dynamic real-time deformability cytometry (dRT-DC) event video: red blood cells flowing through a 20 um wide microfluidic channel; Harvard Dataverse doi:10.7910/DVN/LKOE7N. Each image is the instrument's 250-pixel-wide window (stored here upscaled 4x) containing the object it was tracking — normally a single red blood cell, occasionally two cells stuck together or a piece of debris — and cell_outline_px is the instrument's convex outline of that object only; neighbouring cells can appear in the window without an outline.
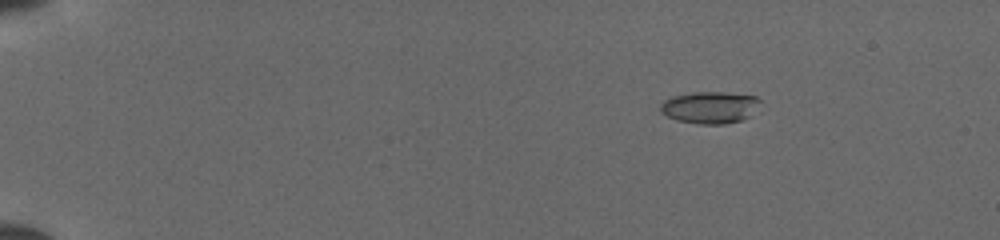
{"species": "common noctule bat (a hibernating species)", "species_latin": "Nyctalus noctula", "temperature_condition": "cold", "stored_images_in_passage": 44, "camera_frame_rate_fps": 3000, "um_per_image_px": 0.085, "animal": {"sex": "female", "body_mass_g": 19.5, "forearm_length_mm": 54.1}, "frame": {"image": 1, "passage_image": 1, "time_ms": 0.0, "image_size_px": [1000, 240], "cell_outline_px": [[760, 100], [748, 116], [740, 120], [724, 124], [700, 124], [676, 120], [660, 112], [660, 104], [664, 100], [672, 96], [692, 92], [724, 92], [756, 96]], "centroid_in_image_um": [60.27, 9.12], "position_along_channel_um": 24.7, "area_um2": 18.32}}
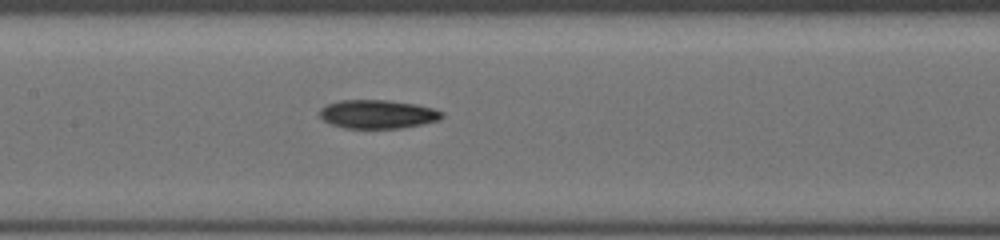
{"frame": {"image": 2, "passage_image": 20, "time_ms": 6.333, "image_size_px": [1000, 240], "cell_outline_px": [[444, 116], [440, 120], [400, 128], [344, 128], [332, 124], [324, 120], [320, 116], [320, 108], [328, 104], [340, 100], [388, 100], [416, 104], [432, 108], [444, 112]], "centroid_in_image_um": [32.12, 9.7], "position_along_channel_um": 175.3, "area_um2": 20.35}}
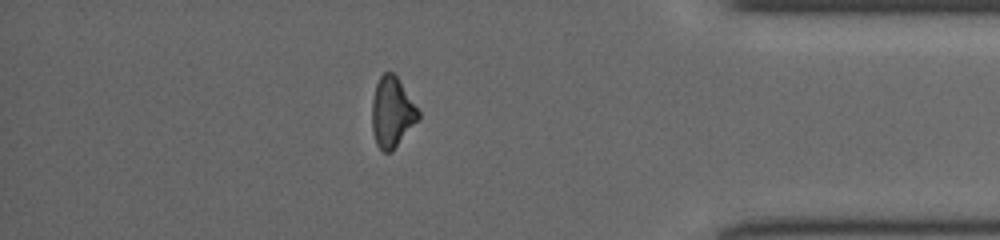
{"frame": {"image": 3, "passage_image": 38, "time_ms": 12.333, "image_size_px": [1000, 240], "cell_outline_px": [[420, 116], [392, 152], [384, 152], [376, 144], [372, 128], [372, 100], [376, 84], [380, 76], [384, 72], [392, 72], [396, 76], [420, 112]], "centroid_in_image_um": [33.3, 9.55], "position_along_channel_um": 401.9, "area_um2": 18.67}}